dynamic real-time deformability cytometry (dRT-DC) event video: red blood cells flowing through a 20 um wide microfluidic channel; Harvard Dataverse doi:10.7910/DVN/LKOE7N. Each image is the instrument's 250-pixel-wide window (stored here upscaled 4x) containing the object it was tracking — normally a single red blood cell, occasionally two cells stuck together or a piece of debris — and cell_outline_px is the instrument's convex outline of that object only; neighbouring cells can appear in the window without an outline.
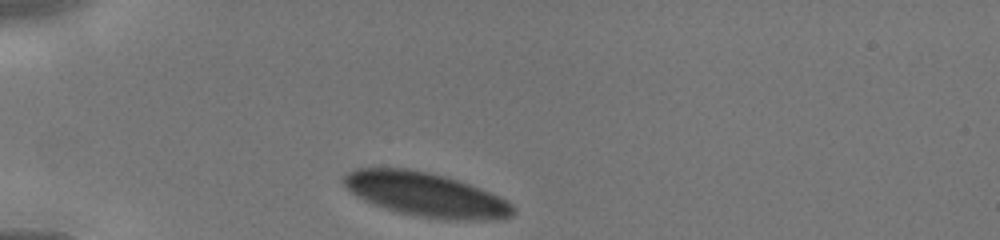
{"species": "human", "species_latin": "Homo sapiens", "temperature_condition": "cold", "stored_images_in_passage": 27, "camera_frame_rate_fps": 3000, "um_per_image_px": 0.085, "donor": {"sex": "male"}, "frame": {"image": 1, "passage_image": 1, "time_ms": 0.0, "image_size_px": [1000, 240], "cell_outline_px": [[516, 212], [512, 216], [496, 220], [448, 220], [416, 216], [400, 212], [372, 204], [356, 196], [340, 180], [340, 176], [356, 168], [408, 168], [428, 172], [444, 176], [480, 188], [508, 200], [512, 204]], "centroid_in_image_um": [36.19, 16.54], "position_along_channel_um": 48.8, "area_um2": 43.64}}
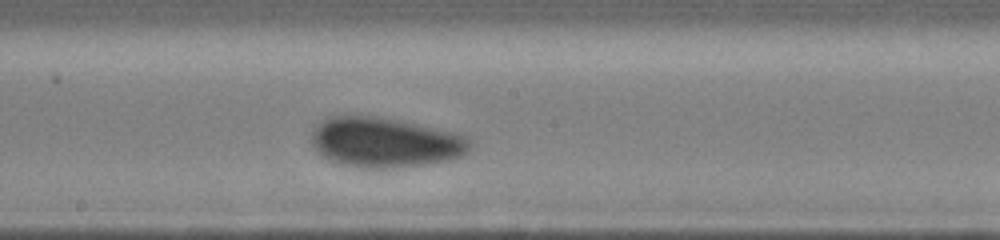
{"frame": {"image": 2, "passage_image": 14, "time_ms": 4.333, "image_size_px": [1000, 240], "cell_outline_px": [[472, 148], [468, 152], [452, 160], [432, 164], [388, 168], [368, 168], [344, 164], [328, 160], [312, 144], [312, 128], [316, 124], [332, 116], [376, 116], [404, 120], [456, 132], [468, 136], [472, 144]], "centroid_in_image_um": [32.81, 12.09], "position_along_channel_um": 215.4, "area_um2": 46.64}}
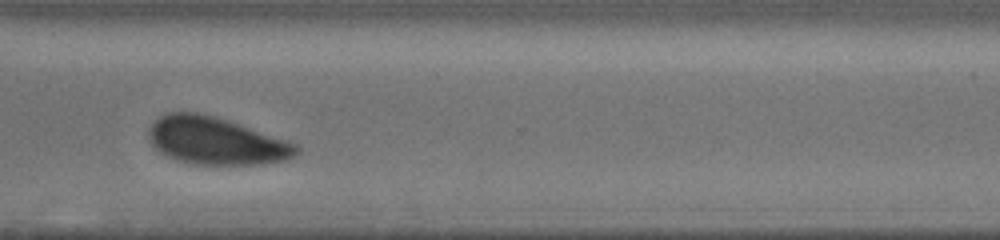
{"frame": {"image": 3, "passage_image": 23, "time_ms": 7.333, "image_size_px": [1000, 240], "cell_outline_px": [[300, 152], [296, 156], [288, 160], [264, 164], [196, 164], [176, 160], [164, 156], [152, 144], [148, 136], [148, 128], [152, 120], [168, 112], [196, 112], [216, 116], [288, 140], [296, 144], [300, 148]], "centroid_in_image_um": [18.36, 11.97], "position_along_channel_um": 352.2, "area_um2": 41.27}}